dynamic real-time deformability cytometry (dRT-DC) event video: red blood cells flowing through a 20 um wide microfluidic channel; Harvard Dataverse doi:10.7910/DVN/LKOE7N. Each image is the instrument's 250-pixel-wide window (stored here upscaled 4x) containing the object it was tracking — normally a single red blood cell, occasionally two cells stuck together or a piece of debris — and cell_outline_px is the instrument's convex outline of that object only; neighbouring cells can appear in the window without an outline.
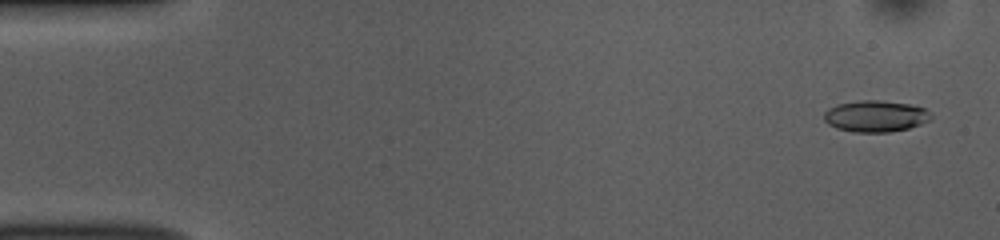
{"species": "common noctule bat (a hibernating species)", "species_latin": "Nyctalus noctula", "temperature_condition": "room temperature", "stored_images_in_passage": 52, "camera_frame_rate_fps": 3000, "um_per_image_px": 0.085, "animal": {"sex": "female", "body_mass_g": 10.0, "forearm_length_mm": 53.1}, "frame": {"image": 1, "passage_image": 3, "time_ms": 0.667, "image_size_px": [1000, 240], "cell_outline_px": [[932, 120], [908, 128], [888, 132], [852, 132], [836, 128], [828, 124], [824, 120], [824, 112], [828, 108], [836, 104], [860, 100], [880, 100], [908, 104], [924, 108], [932, 112]], "centroid_in_image_um": [74.42, 9.87], "position_along_channel_um": 10.6, "area_um2": 19.77}}
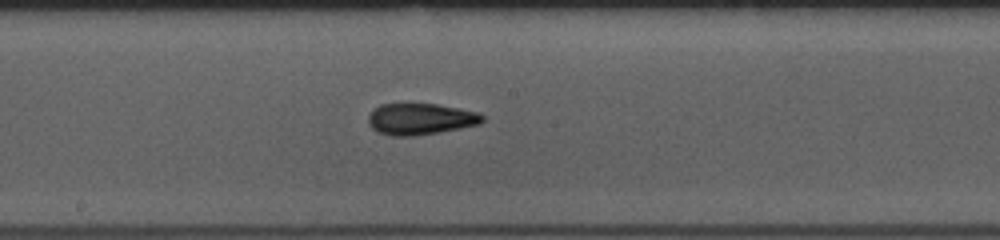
{"frame": {"image": 2, "passage_image": 28, "time_ms": 9.0, "image_size_px": [1000, 240], "cell_outline_px": [[484, 120], [480, 124], [460, 128], [412, 136], [392, 136], [376, 132], [368, 124], [368, 116], [380, 104], [436, 104], [460, 108], [480, 112], [484, 116]], "centroid_in_image_um": [35.75, 10.11], "position_along_channel_um": 212.4, "area_um2": 20.87}}
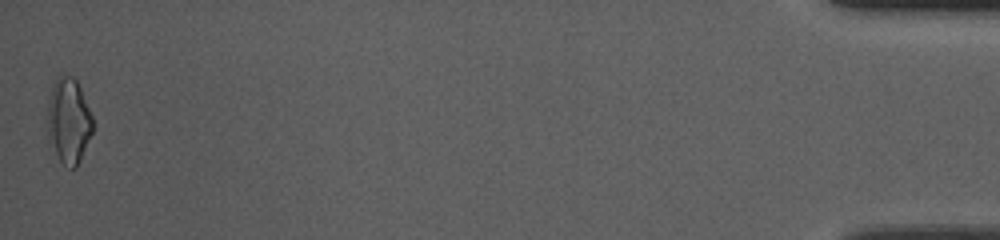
{"frame": {"image": 3, "passage_image": 52, "time_ms": 17.0, "image_size_px": [1000, 240], "cell_outline_px": [[92, 132], [80, 160], [76, 168], [64, 168], [48, 140], [48, 96], [56, 76], [64, 72], [72, 76], [76, 80], [80, 88], [92, 116]], "centroid_in_image_um": [5.81, 10.25], "position_along_channel_um": 429.4, "area_um2": 22.72}, "authors_computed_cell_mechanics": {"area_um2": 19.8254, "velocity_mm_per_s": 3.8733, "shape_relaxation_time_tau1_ms": 4.0793, "shape_relaxation_time_tau2_ms": 2.5388, "deformation_change_tau1": 0.1557, "deformation_change_tau2": 0.1176}}